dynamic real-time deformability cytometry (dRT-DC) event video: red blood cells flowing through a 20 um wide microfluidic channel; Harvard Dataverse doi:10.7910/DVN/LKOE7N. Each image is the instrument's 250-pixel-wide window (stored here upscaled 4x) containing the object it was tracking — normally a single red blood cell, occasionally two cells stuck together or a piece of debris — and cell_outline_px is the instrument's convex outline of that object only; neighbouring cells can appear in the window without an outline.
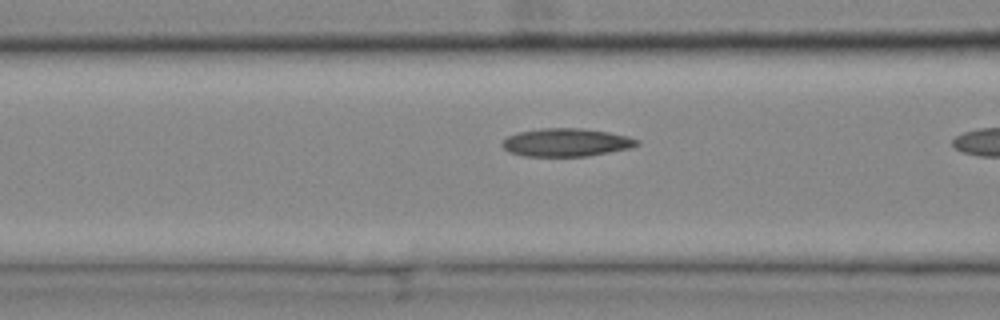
{"species": "common noctule bat (a hibernating species)", "species_latin": "Nyctalus noctula", "temperature_condition": "cold", "stored_images_in_passage": 19, "segment_of_instrument_passage": [2, 2], "camera_frame_rate_fps": 3000, "um_per_image_px": 0.085, "animal": {"sex": "female", "body_mass_g": 25.1}, "frame": {"image": 1, "passage_image": 18, "time_ms": 5.667, "image_size_px": [1000, 320], "cell_outline_px": [[640, 144], [632, 148], [588, 156], [524, 156], [508, 152], [500, 144], [508, 136], [520, 132], [540, 128], [580, 128], [608, 132], [628, 136], [640, 140]], "centroid_in_image_um": [48.16, 12.11], "position_along_channel_um": 118.4, "area_um2": 22.14}}